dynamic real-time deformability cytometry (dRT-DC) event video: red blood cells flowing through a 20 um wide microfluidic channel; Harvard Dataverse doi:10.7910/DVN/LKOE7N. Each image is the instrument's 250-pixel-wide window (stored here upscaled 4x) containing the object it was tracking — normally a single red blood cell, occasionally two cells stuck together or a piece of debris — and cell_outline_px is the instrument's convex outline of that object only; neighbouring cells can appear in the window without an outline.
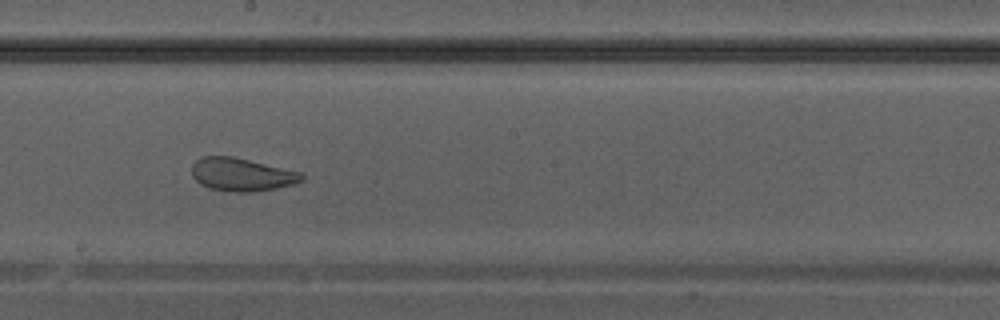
{"species": "Egyptian fruit bat (a non-hibernating species)", "species_latin": "Rousettus aegyptiacus", "temperature_condition": "warm", "stored_images_in_passage": 43, "camera_frame_rate_fps": 3000, "um_per_image_px": 0.085, "animal": {"sex": "male"}, "frame": {"image": 1, "passage_image": 25, "time_ms": 8.0, "image_size_px": [1000, 320], "cell_outline_px": [[304, 180], [292, 184], [276, 188], [252, 192], [232, 192], [208, 188], [200, 184], [192, 176], [192, 164], [200, 156], [232, 156], [300, 172], [304, 176]], "centroid_in_image_um": [20.5, 14.84], "position_along_channel_um": 227.7, "area_um2": 21.15}}